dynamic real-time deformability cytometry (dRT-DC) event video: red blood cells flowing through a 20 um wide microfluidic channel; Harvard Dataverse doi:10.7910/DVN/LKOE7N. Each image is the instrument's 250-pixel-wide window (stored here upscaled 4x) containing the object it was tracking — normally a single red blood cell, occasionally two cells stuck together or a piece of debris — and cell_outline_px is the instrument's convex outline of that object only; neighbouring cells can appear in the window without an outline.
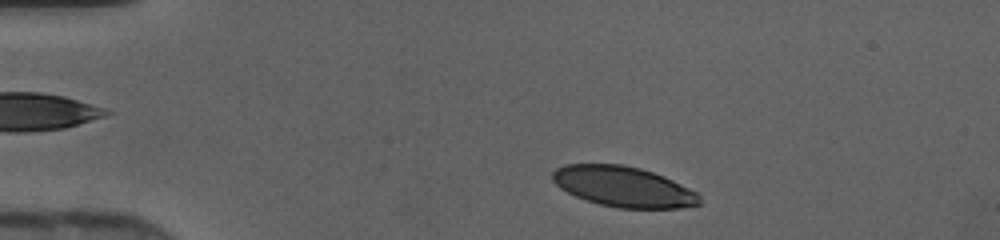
{"species": "human", "species_latin": "Homo sapiens", "temperature_condition": "cold", "stored_images_in_passage": 38, "camera_frame_rate_fps": 3000, "um_per_image_px": 0.085, "donor": {"sex": "female"}, "frame": {"image": 1, "passage_image": 1, "time_ms": 0.0, "image_size_px": [1000, 240], "cell_outline_px": [[700, 204], [680, 208], [616, 208], [600, 204], [576, 196], [560, 188], [552, 180], [552, 172], [556, 168], [564, 164], [620, 164], [640, 168], [664, 176], [696, 192], [700, 196]], "centroid_in_image_um": [52.97, 15.86], "position_along_channel_um": 32.0, "area_um2": 34.45}}
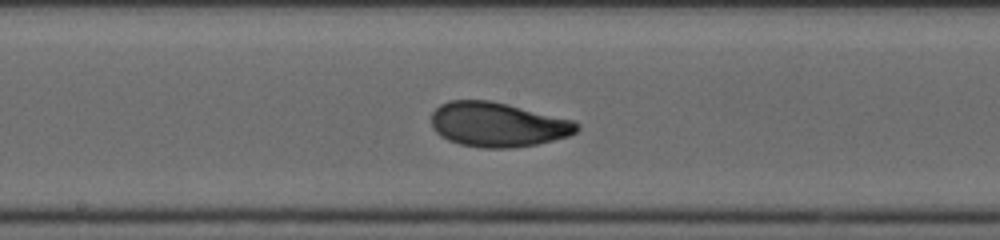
{"frame": {"image": 2, "passage_image": 17, "time_ms": 5.333, "image_size_px": [1000, 240], "cell_outline_px": [[580, 128], [576, 132], [568, 136], [536, 144], [512, 148], [484, 148], [460, 144], [448, 140], [440, 136], [432, 128], [432, 112], [440, 104], [448, 100], [488, 100], [508, 104], [576, 120], [580, 124]], "centroid_in_image_um": [42.32, 10.58], "position_along_channel_um": 205.9, "area_um2": 38.03}}
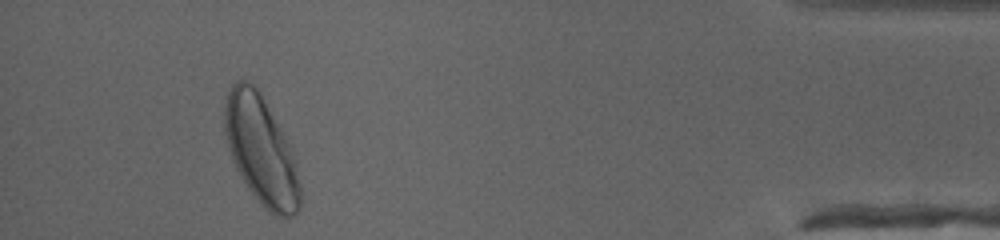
{"frame": {"image": 3, "passage_image": 35, "time_ms": 11.333, "image_size_px": [1000, 240], "cell_outline_px": [[300, 208], [292, 216], [276, 216], [268, 212], [260, 204], [248, 188], [240, 176], [232, 160], [228, 148], [224, 132], [224, 104], [228, 92], [232, 84], [236, 80], [248, 80], [260, 92], [292, 148], [296, 164], [300, 184]], "centroid_in_image_um": [22.18, 12.78], "position_along_channel_um": 413.0, "area_um2": 47.92}}